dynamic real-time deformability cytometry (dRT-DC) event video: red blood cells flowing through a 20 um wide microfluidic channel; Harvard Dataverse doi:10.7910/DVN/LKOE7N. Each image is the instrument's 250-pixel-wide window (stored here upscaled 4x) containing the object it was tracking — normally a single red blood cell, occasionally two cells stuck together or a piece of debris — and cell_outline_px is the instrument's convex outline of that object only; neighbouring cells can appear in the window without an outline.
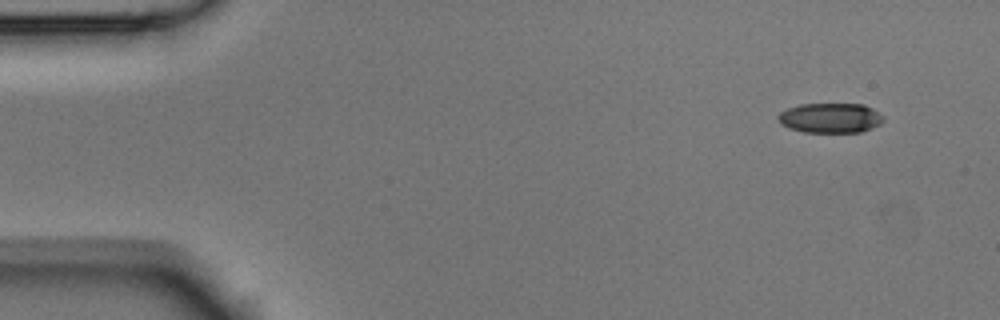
{"species": "Egyptian fruit bat (a non-hibernating species)", "species_latin": "Rousettus aegyptiacus", "temperature_condition": "room temperature", "stored_images_in_passage": 4, "camera_frame_rate_fps": 3000, "um_per_image_px": 0.085, "animal": {"sex": "male"}, "frame": {"image": 1, "passage_image": 1, "time_ms": 0.0, "image_size_px": [1000, 320], "cell_outline_px": [[884, 120], [880, 124], [872, 128], [860, 132], [804, 132], [788, 128], [780, 124], [776, 116], [780, 112], [788, 108], [800, 104], [864, 104], [872, 108], [884, 116]], "centroid_in_image_um": [70.57, 10.02], "position_along_channel_um": 14.4, "area_um2": 18.5}}
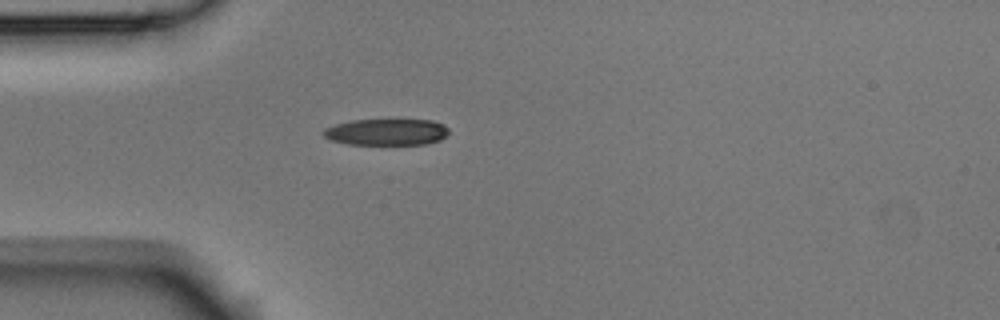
{"frame": {"image": 2, "passage_image": 4, "time_ms": 1.0, "image_size_px": [1000, 320], "cell_outline_px": [[448, 132], [440, 140], [424, 144], [348, 144], [332, 140], [324, 136], [320, 132], [324, 128], [336, 124], [352, 120], [432, 120], [444, 124], [448, 128]], "centroid_in_image_um": [32.84, 11.22], "position_along_channel_um": 52.2, "area_um2": 19.25}}